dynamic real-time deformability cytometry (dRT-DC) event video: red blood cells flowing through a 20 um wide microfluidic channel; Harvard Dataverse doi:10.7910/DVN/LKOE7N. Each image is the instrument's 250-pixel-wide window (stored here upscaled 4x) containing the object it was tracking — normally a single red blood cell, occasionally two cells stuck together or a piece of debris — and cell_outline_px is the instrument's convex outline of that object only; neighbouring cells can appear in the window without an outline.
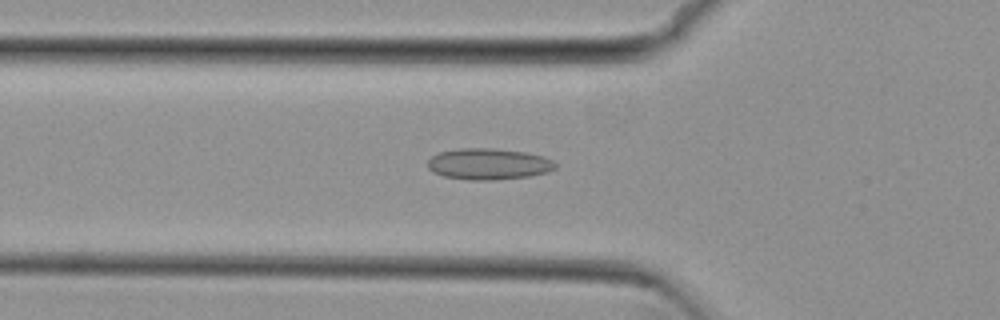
{"species": "common noctule bat (a hibernating species)", "species_latin": "Nyctalus noctula", "temperature_condition": "cold", "stored_images_in_passage": 40, "camera_frame_rate_fps": 3000, "um_per_image_px": 0.085, "animal": {"sex": "female", "body_mass_g": 29.2, "forearm_length_mm": 56.3}, "frame": {"image": 1, "passage_image": 5, "time_ms": 1.333, "image_size_px": [1000, 320], "cell_outline_px": [[556, 168], [548, 172], [528, 176], [496, 180], [468, 180], [444, 176], [432, 172], [428, 168], [428, 160], [432, 156], [440, 152], [460, 148], [492, 148], [524, 152], [544, 156], [552, 160], [556, 164]], "centroid_in_image_um": [41.52, 13.94], "position_along_channel_um": 84.3, "area_um2": 23.29}}
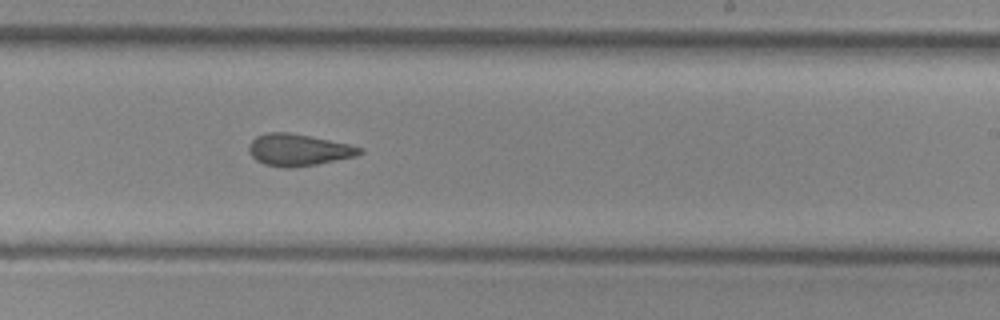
{"frame": {"image": 2, "passage_image": 19, "time_ms": 6.0, "image_size_px": [1000, 320], "cell_outline_px": [[364, 152], [356, 156], [316, 164], [292, 168], [284, 168], [264, 164], [256, 160], [248, 152], [248, 148], [252, 140], [256, 136], [268, 132], [288, 132], [348, 144], [364, 148]], "centroid_in_image_um": [25.35, 12.75], "position_along_channel_um": 263.7, "area_um2": 20.46}}
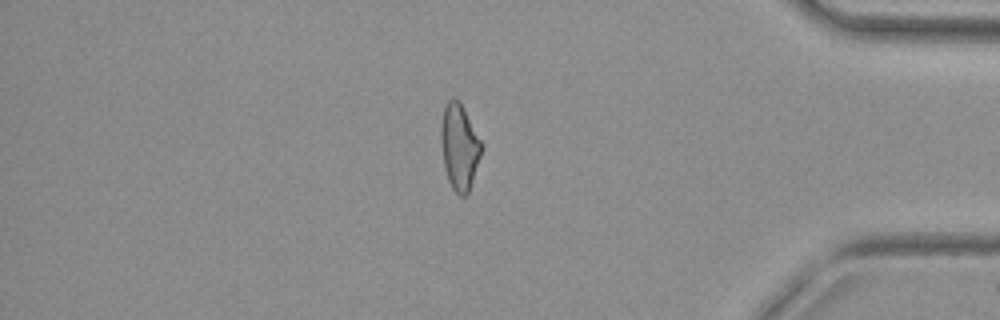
{"frame": {"image": 3, "passage_image": 32, "time_ms": 10.333, "image_size_px": [1000, 320], "cell_outline_px": [[484, 144], [468, 192], [464, 196], [460, 196], [452, 188], [448, 180], [444, 168], [440, 140], [440, 128], [444, 108], [448, 100], [452, 96], [456, 96], [460, 100]], "centroid_in_image_um": [39.04, 12.41], "position_along_channel_um": 396.2, "area_um2": 20.58}, "authors_computed_cell_mechanics": {"area_um2": 20.6346, "velocity_mm_per_s": 3.8314, "shape_relaxation_time_tau1_ms": null, "shape_relaxation_time_tau2_ms": 2.8129, "deformation_change_tau1": null, "deformation_change_tau2": 0.1163}}